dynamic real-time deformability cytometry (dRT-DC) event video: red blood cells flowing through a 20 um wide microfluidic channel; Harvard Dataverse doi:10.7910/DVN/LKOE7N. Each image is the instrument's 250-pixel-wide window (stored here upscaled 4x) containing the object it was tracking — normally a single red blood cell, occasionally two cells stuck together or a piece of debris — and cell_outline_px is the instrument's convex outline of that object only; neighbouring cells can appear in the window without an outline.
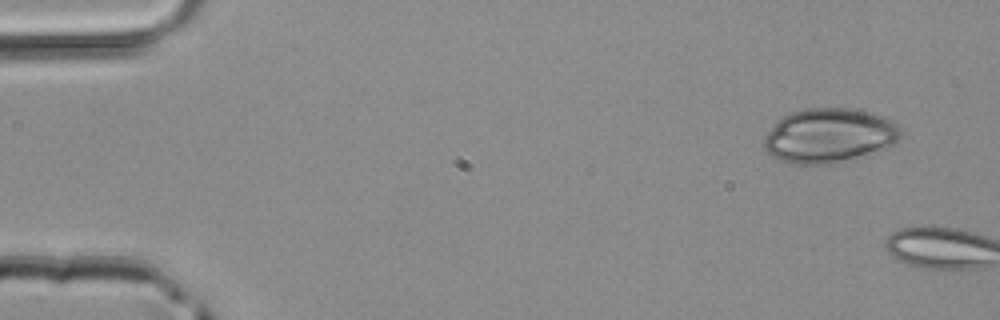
{"species": "common noctule bat (a hibernating species)", "species_latin": "Nyctalus noctula", "temperature_condition": "room temperature", "stored_images_in_passage": 2, "camera_frame_rate_fps": 3000, "um_per_image_px": 0.085, "animal": {"sex": "male", "body_mass_g": 20.4}, "frame": {"image": 1, "passage_image": 1, "time_ms": 0.0, "image_size_px": [1000, 320], "cell_outline_px": [[904, 132], [892, 144], [856, 160], [828, 164], [800, 164], [780, 160], [772, 156], [764, 148], [764, 136], [784, 116], [792, 112], [808, 108], [844, 108], [868, 112], [892, 120]], "centroid_in_image_um": [70.5, 11.54], "position_along_channel_um": 14.5, "area_um2": 43.06}}